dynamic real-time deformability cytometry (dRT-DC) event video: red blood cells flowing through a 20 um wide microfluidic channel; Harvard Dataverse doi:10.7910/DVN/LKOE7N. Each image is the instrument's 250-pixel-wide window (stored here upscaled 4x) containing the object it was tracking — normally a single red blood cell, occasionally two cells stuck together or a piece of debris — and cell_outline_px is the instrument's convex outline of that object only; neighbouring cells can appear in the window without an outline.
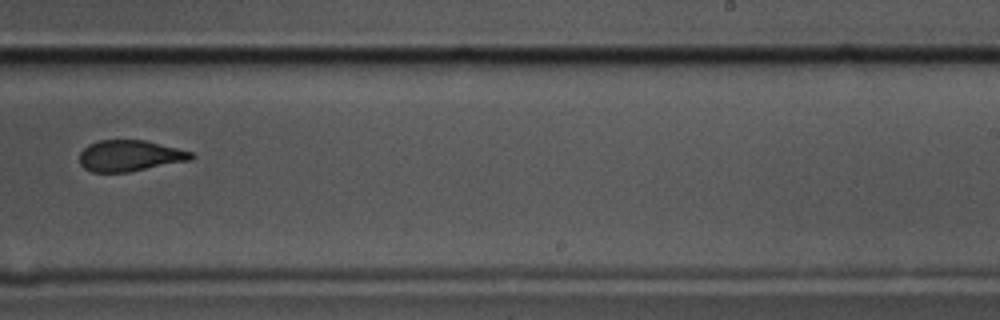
{"species": "common noctule bat (a hibernating species)", "species_latin": "Nyctalus noctula", "temperature_condition": "cold", "stored_images_in_passage": 12, "camera_frame_rate_fps": 3000, "um_per_image_px": 0.085, "animal": {"sex": "male", "body_mass_g": 17.5, "forearm_length_mm": 52.3}, "frame": {"image": 1, "passage_image": 9, "time_ms": 2.667, "image_size_px": [1000, 320], "cell_outline_px": [[196, 156], [192, 160], [128, 172], [92, 172], [84, 168], [80, 164], [80, 152], [88, 144], [100, 140], [144, 140], [192, 152]], "centroid_in_image_um": [11.03, 13.24], "position_along_channel_um": 278.0, "area_um2": 20.23}}
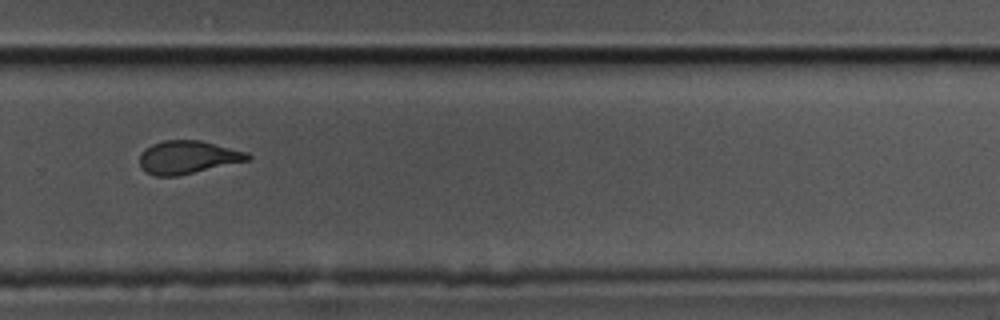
{"frame": {"image": 2, "passage_image": 10, "time_ms": 3.0, "image_size_px": [1000, 320], "cell_outline_px": [[252, 160], [176, 176], [156, 176], [144, 172], [140, 168], [140, 156], [144, 148], [152, 144], [164, 140], [200, 140], [248, 152], [252, 156]], "centroid_in_image_um": [15.97, 13.37], "position_along_channel_um": 313.8, "area_um2": 21.04}}